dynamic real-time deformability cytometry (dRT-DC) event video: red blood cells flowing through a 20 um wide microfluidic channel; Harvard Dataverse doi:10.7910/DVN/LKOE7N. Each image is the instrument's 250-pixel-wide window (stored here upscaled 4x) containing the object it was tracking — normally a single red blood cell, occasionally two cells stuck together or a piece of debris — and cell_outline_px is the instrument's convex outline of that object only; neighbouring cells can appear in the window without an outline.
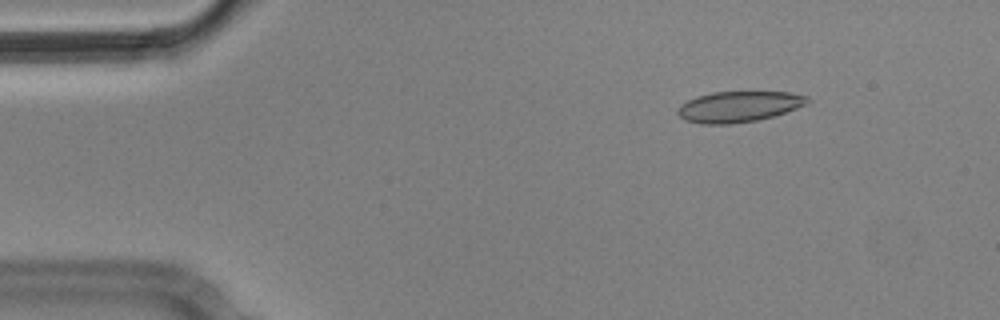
{"species": "Egyptian fruit bat (a non-hibernating species)", "species_latin": "Rousettus aegyptiacus", "temperature_condition": "cold", "stored_images_in_passage": 6, "camera_frame_rate_fps": 3000, "um_per_image_px": 0.085, "animal": {"sex": "male"}, "frame": {"image": 1, "passage_image": 1, "time_ms": 0.0, "image_size_px": [1000, 320], "cell_outline_px": [[812, 100], [808, 104], [772, 116], [756, 120], [728, 124], [700, 124], [684, 120], [676, 112], [680, 104], [696, 96], [712, 92], [788, 92], [808, 96]], "centroid_in_image_um": [62.78, 9.06], "position_along_channel_um": 22.2, "area_um2": 23.29}}
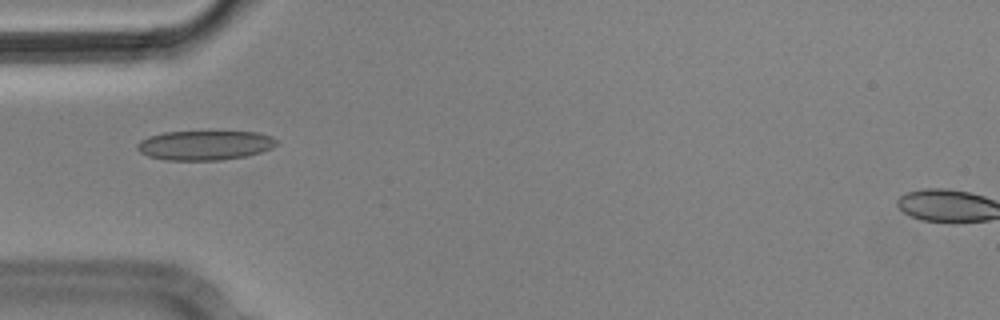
{"frame": {"image": 2, "passage_image": 4, "time_ms": 1.0, "image_size_px": [1000, 320], "cell_outline_px": [[276, 144], [272, 148], [260, 152], [244, 156], [220, 160], [164, 160], [148, 156], [140, 152], [136, 148], [136, 144], [140, 140], [148, 136], [164, 132], [260, 132], [272, 136], [276, 140]], "centroid_in_image_um": [17.37, 12.34], "position_along_channel_um": 67.6, "area_um2": 23.93}}
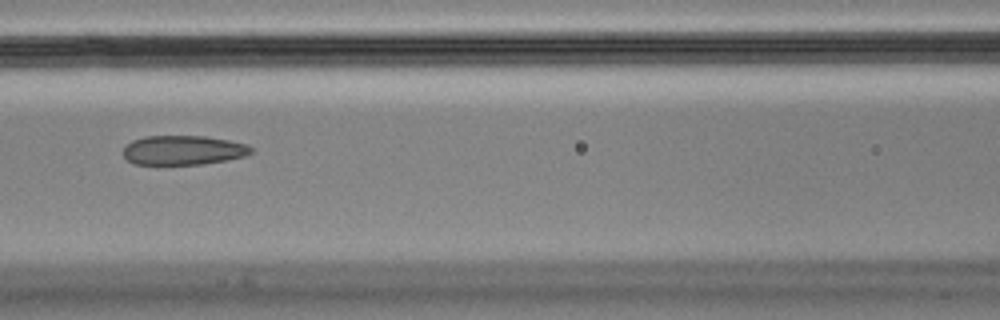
{"frame": {"image": 3, "passage_image": 6, "time_ms": 1.667, "image_size_px": [1000, 320], "cell_outline_px": [[252, 152], [244, 156], [228, 160], [204, 164], [132, 164], [124, 156], [124, 148], [132, 140], [144, 136], [204, 136], [228, 140], [248, 144], [252, 148]], "centroid_in_image_um": [15.58, 12.76], "position_along_channel_um": 151.0, "area_um2": 21.91}}